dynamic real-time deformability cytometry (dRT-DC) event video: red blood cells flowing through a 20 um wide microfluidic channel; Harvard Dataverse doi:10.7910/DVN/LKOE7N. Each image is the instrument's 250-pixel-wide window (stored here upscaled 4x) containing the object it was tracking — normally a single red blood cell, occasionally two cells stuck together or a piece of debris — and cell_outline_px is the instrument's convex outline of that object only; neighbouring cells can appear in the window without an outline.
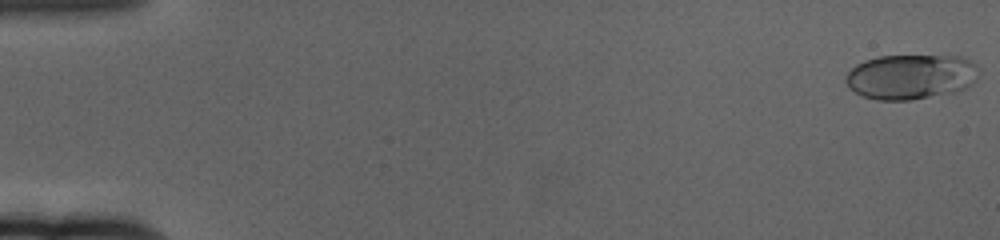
{"species": "human", "species_latin": "Homo sapiens", "temperature_condition": "cold", "stored_images_in_passage": 61, "camera_frame_rate_fps": 3000, "um_per_image_px": 0.085, "donor": {"sex": "female"}, "frame": {"image": 1, "passage_image": 1, "time_ms": 0.0, "image_size_px": [1000, 240], "cell_outline_px": [[980, 72], [976, 80], [972, 84], [956, 92], [912, 100], [876, 100], [864, 96], [848, 88], [844, 80], [844, 76], [856, 64], [864, 60], [880, 56], [964, 56], [976, 64], [980, 68]], "centroid_in_image_um": [77.44, 6.52], "position_along_channel_um": 7.6, "area_um2": 35.37}}
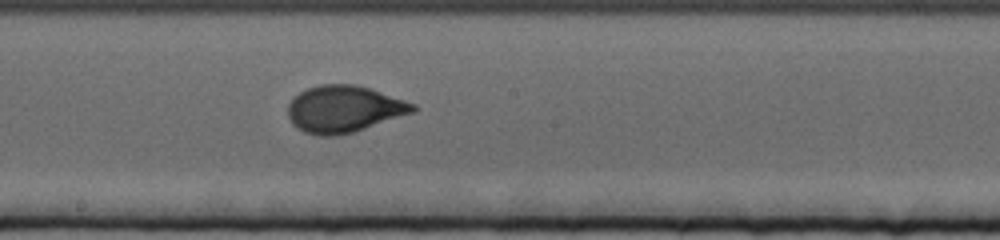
{"frame": {"image": 2, "passage_image": 34, "time_ms": 11.0, "image_size_px": [1000, 240], "cell_outline_px": [[416, 112], [352, 132], [336, 136], [320, 136], [304, 132], [296, 128], [292, 124], [288, 116], [288, 104], [300, 92], [308, 88], [320, 84], [356, 84], [416, 104]], "centroid_in_image_um": [29.23, 9.27], "position_along_channel_um": 219.0, "area_um2": 33.99}}
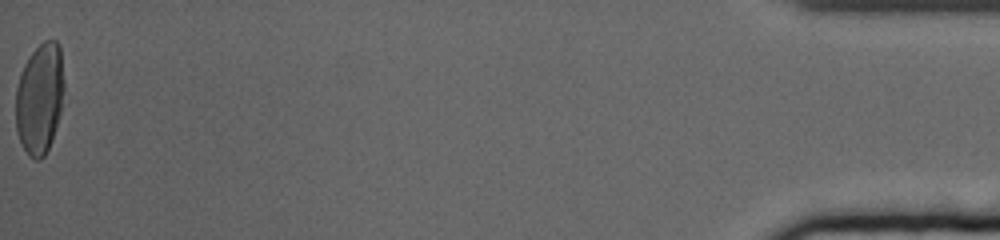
{"frame": {"image": 3, "passage_image": 61, "time_ms": 20.0, "image_size_px": [1000, 240], "cell_outline_px": [[64, 88], [60, 112], [52, 140], [44, 156], [40, 160], [36, 160], [28, 156], [20, 140], [16, 128], [16, 88], [20, 72], [28, 56], [44, 40], [56, 40], [60, 44], [64, 80]], "centroid_in_image_um": [3.38, 8.34], "position_along_channel_um": 431.8, "area_um2": 31.44}, "authors_computed_cell_mechanics": {"area_um2": 33.0616, "velocity_mm_per_s": 3.3823, "shape_relaxation_time_tau1_ms": 4.7221, "shape_relaxation_time_tau2_ms": null, "deformation_change_tau1": 0.1923, "deformation_change_tau2": null}}